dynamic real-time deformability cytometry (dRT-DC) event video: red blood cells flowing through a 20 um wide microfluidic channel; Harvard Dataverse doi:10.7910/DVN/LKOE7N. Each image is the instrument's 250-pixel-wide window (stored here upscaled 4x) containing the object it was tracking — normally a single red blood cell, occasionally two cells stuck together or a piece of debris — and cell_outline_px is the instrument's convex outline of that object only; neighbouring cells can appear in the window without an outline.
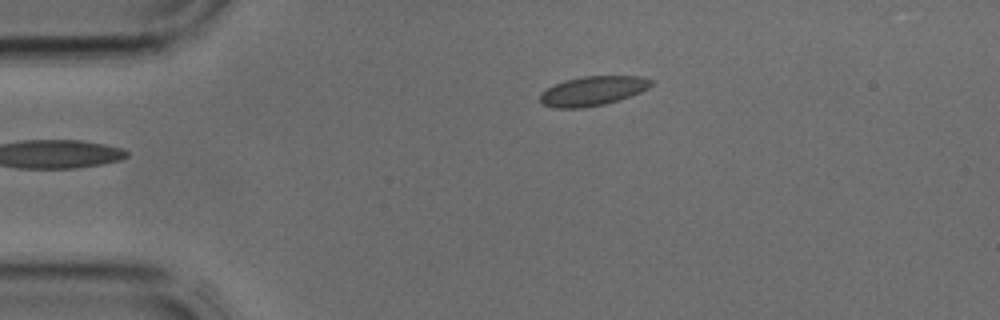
{"species": "common noctule bat (a hibernating species)", "species_latin": "Nyctalus noctula", "temperature_condition": "cold", "stored_images_in_passage": 3, "camera_frame_rate_fps": 3000, "um_per_image_px": 0.085, "animal": {"sex": "male", "body_mass_g": 17.9, "forearm_length_mm": 54.2}, "frame": {"image": 1, "passage_image": 3, "time_ms": 0.667, "image_size_px": [1000, 320], "cell_outline_px": [[652, 84], [648, 88], [640, 92], [604, 104], [580, 108], [556, 108], [544, 104], [540, 100], [540, 92], [564, 80], [580, 76], [640, 76], [652, 80]], "centroid_in_image_um": [50.36, 7.71], "position_along_channel_um": 34.6, "area_um2": 18.79}}